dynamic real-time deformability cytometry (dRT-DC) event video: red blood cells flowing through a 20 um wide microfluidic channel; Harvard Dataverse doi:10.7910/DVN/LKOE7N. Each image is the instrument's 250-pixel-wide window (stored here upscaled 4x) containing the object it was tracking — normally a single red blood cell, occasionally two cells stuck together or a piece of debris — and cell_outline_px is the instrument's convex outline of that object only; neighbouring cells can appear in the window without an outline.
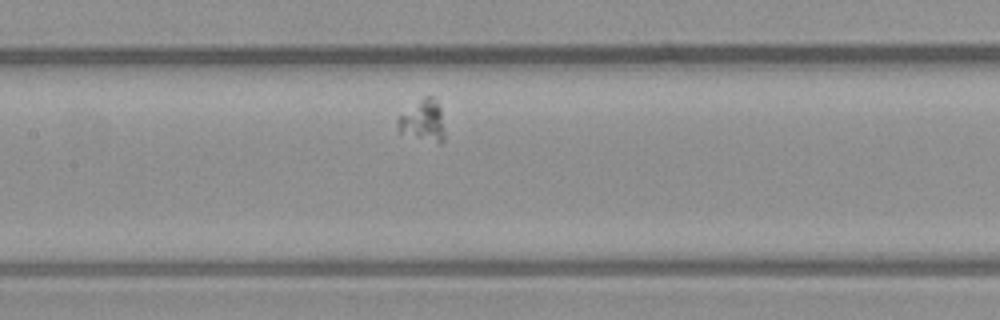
{"species": "common noctule bat (a hibernating species)", "species_latin": "Nyctalus noctula", "temperature_condition": "warm", "stored_images_in_passage": 44, "camera_frame_rate_fps": 3000, "um_per_image_px": 0.085, "animal": {"sex": "male", "body_mass_g": 23.1, "forearm_length_mm": 52.7}, "frame": {"image": 1, "passage_image": 13, "time_ms": 4.0, "image_size_px": [1000, 320], "cell_outline_px": [[444, 140], [440, 144], [396, 132], [396, 120], [400, 116], [424, 96], [432, 96], [436, 100], [440, 108], [444, 128]], "centroid_in_image_um": [35.94, 10.29], "position_along_channel_um": 171.5, "area_um2": 11.39}}
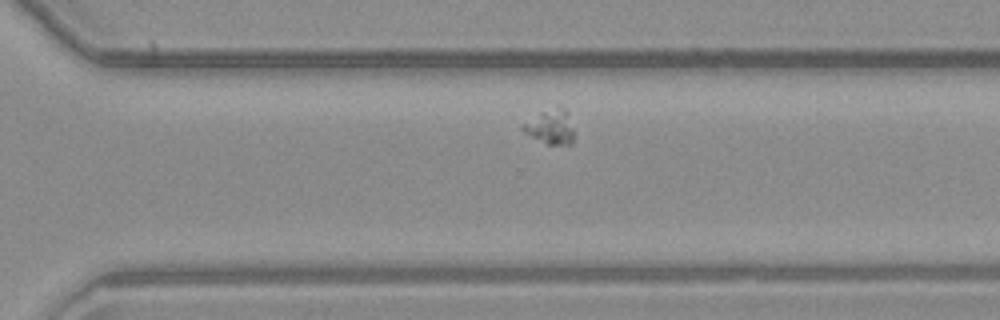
{"frame": {"image": 2, "passage_image": 26, "time_ms": 8.333, "image_size_px": [1000, 320], "cell_outline_px": [[572, 144], [548, 144], [524, 132], [520, 128], [520, 124], [540, 112], [560, 104], [568, 112], [572, 132]], "centroid_in_image_um": [46.76, 10.73], "position_along_channel_um": 323.8, "area_um2": 10.23}}
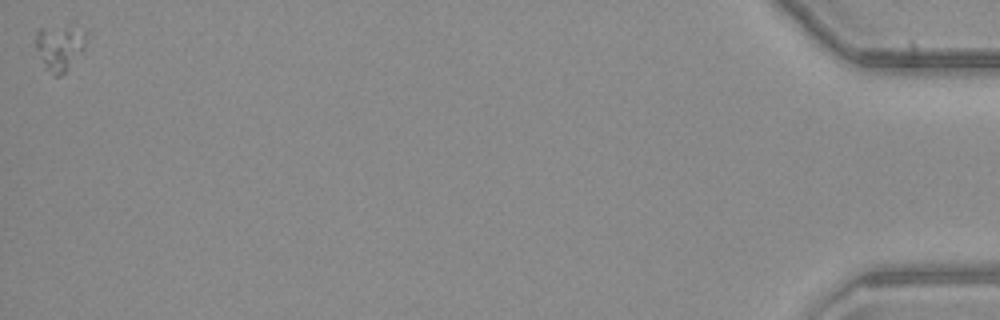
{"frame": {"image": 3, "passage_image": 44, "time_ms": 14.333, "image_size_px": [1000, 320], "cell_outline_px": [[84, 44], [64, 72], [60, 76], [52, 76], [44, 68], [36, 48], [36, 28], [40, 28], [68, 32], [84, 36]], "centroid_in_image_um": [4.88, 4.19], "position_along_channel_um": 430.3, "area_um2": 11.62}}